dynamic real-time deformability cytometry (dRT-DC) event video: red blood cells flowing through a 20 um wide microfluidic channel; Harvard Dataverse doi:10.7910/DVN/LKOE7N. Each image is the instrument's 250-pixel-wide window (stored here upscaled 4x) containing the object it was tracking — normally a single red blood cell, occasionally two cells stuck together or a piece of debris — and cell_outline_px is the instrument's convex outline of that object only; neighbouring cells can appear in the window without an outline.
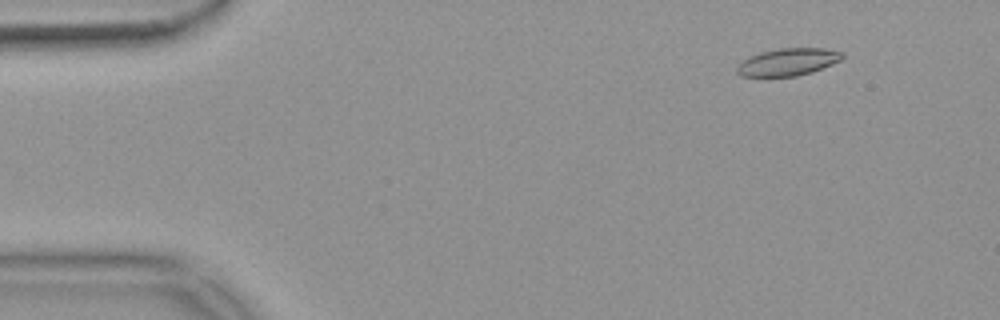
{"species": "common noctule bat (a hibernating species)", "species_latin": "Nyctalus noctula", "temperature_condition": "warm", "stored_images_in_passage": 55, "camera_frame_rate_fps": 3000, "um_per_image_px": 0.085, "animal": {"sex": "female", "body_mass_g": 18.4}, "frame": {"image": 1, "passage_image": 6, "time_ms": 1.667, "image_size_px": [1000, 320], "cell_outline_px": [[844, 56], [840, 60], [832, 64], [812, 72], [796, 76], [740, 76], [736, 72], [736, 68], [744, 60], [760, 52], [776, 48], [824, 48], [844, 52]], "centroid_in_image_um": [67.0, 5.26], "position_along_channel_um": 18.0, "area_um2": 16.7}}
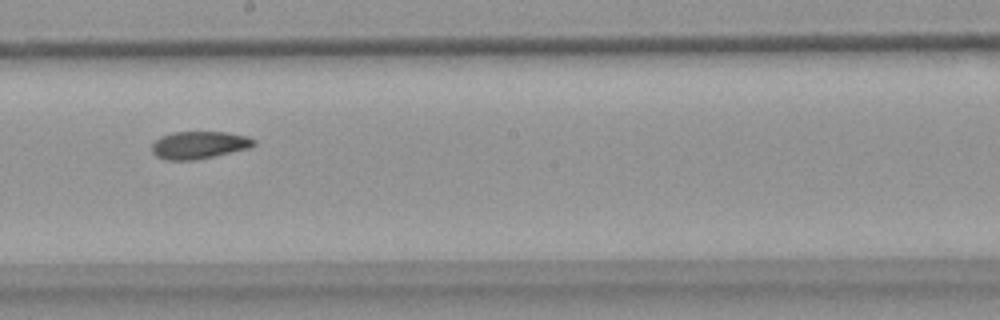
{"frame": {"image": 2, "passage_image": 31, "time_ms": 10.0, "image_size_px": [1000, 320], "cell_outline_px": [[256, 144], [248, 148], [212, 156], [192, 160], [164, 160], [156, 156], [152, 152], [152, 144], [160, 136], [172, 132], [228, 132], [248, 136], [256, 140]], "centroid_in_image_um": [16.9, 12.31], "position_along_channel_um": 231.3, "area_um2": 16.3}}
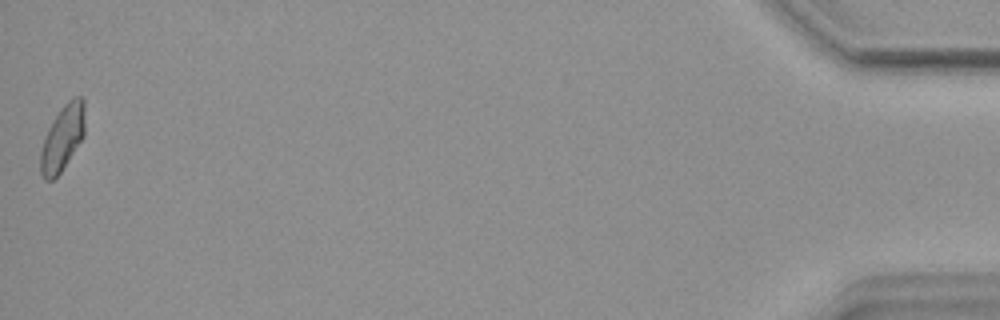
{"frame": {"image": 3, "passage_image": 55, "time_ms": 18.0, "image_size_px": [1000, 320], "cell_outline_px": [[84, 136], [60, 172], [52, 180], [44, 180], [40, 172], [40, 152], [48, 128], [52, 120], [64, 104], [72, 96], [80, 96], [84, 100]], "centroid_in_image_um": [5.31, 11.7], "position_along_channel_um": 429.9, "area_um2": 16.82}, "authors_computed_cell_mechanics": {"area_um2": 16.8776, "velocity_mm_per_s": 3.6912, "shape_relaxation_time_tau1_ms": null, "shape_relaxation_time_tau2_ms": 3.8574, "deformation_change_tau1": null, "deformation_change_tau2": 0.0895}}